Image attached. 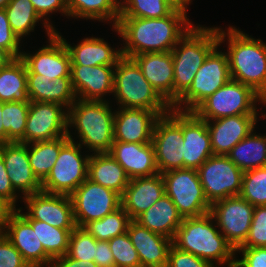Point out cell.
Wrapping results in <instances>:
<instances>
[{"label": "cell", "instance_id": "7402d4cb", "mask_svg": "<svg viewBox=\"0 0 266 267\" xmlns=\"http://www.w3.org/2000/svg\"><path fill=\"white\" fill-rule=\"evenodd\" d=\"M259 115H236L206 121L214 155H227L231 149L255 131Z\"/></svg>", "mask_w": 266, "mask_h": 267}, {"label": "cell", "instance_id": "30bf717a", "mask_svg": "<svg viewBox=\"0 0 266 267\" xmlns=\"http://www.w3.org/2000/svg\"><path fill=\"white\" fill-rule=\"evenodd\" d=\"M165 194L173 201L184 218L200 217L210 212L196 169H175L162 173Z\"/></svg>", "mask_w": 266, "mask_h": 267}, {"label": "cell", "instance_id": "d6986e66", "mask_svg": "<svg viewBox=\"0 0 266 267\" xmlns=\"http://www.w3.org/2000/svg\"><path fill=\"white\" fill-rule=\"evenodd\" d=\"M181 129L184 143L183 168L197 170L214 155L206 121L194 112L181 111Z\"/></svg>", "mask_w": 266, "mask_h": 267}, {"label": "cell", "instance_id": "ba28073f", "mask_svg": "<svg viewBox=\"0 0 266 267\" xmlns=\"http://www.w3.org/2000/svg\"><path fill=\"white\" fill-rule=\"evenodd\" d=\"M218 47L220 48V45H217L206 57L189 89L177 100L172 109L193 112L231 79L228 56L226 52L218 51Z\"/></svg>", "mask_w": 266, "mask_h": 267}, {"label": "cell", "instance_id": "ab89813d", "mask_svg": "<svg viewBox=\"0 0 266 267\" xmlns=\"http://www.w3.org/2000/svg\"><path fill=\"white\" fill-rule=\"evenodd\" d=\"M30 102H5L3 105V127L7 132V143H23Z\"/></svg>", "mask_w": 266, "mask_h": 267}, {"label": "cell", "instance_id": "74e56055", "mask_svg": "<svg viewBox=\"0 0 266 267\" xmlns=\"http://www.w3.org/2000/svg\"><path fill=\"white\" fill-rule=\"evenodd\" d=\"M42 243L45 252L52 258L67 254L69 236L74 229H61L39 220H27Z\"/></svg>", "mask_w": 266, "mask_h": 267}, {"label": "cell", "instance_id": "52a82bcc", "mask_svg": "<svg viewBox=\"0 0 266 267\" xmlns=\"http://www.w3.org/2000/svg\"><path fill=\"white\" fill-rule=\"evenodd\" d=\"M257 102H260V95L253 88L230 79L193 112L205 121L236 115H258Z\"/></svg>", "mask_w": 266, "mask_h": 267}, {"label": "cell", "instance_id": "7bdbcfd3", "mask_svg": "<svg viewBox=\"0 0 266 267\" xmlns=\"http://www.w3.org/2000/svg\"><path fill=\"white\" fill-rule=\"evenodd\" d=\"M114 256L115 267H140L141 262L128 233L118 235L108 241Z\"/></svg>", "mask_w": 266, "mask_h": 267}, {"label": "cell", "instance_id": "484cf974", "mask_svg": "<svg viewBox=\"0 0 266 267\" xmlns=\"http://www.w3.org/2000/svg\"><path fill=\"white\" fill-rule=\"evenodd\" d=\"M163 195H165V186L161 173L134 178L129 181L121 196V207L131 220H136Z\"/></svg>", "mask_w": 266, "mask_h": 267}, {"label": "cell", "instance_id": "f907efd6", "mask_svg": "<svg viewBox=\"0 0 266 267\" xmlns=\"http://www.w3.org/2000/svg\"><path fill=\"white\" fill-rule=\"evenodd\" d=\"M0 199L12 210H16V202L19 199L14 187L11 184L4 160L0 154Z\"/></svg>", "mask_w": 266, "mask_h": 267}, {"label": "cell", "instance_id": "816d5d0a", "mask_svg": "<svg viewBox=\"0 0 266 267\" xmlns=\"http://www.w3.org/2000/svg\"><path fill=\"white\" fill-rule=\"evenodd\" d=\"M94 262L98 267H115L114 256L108 241L97 240Z\"/></svg>", "mask_w": 266, "mask_h": 267}, {"label": "cell", "instance_id": "836d02e7", "mask_svg": "<svg viewBox=\"0 0 266 267\" xmlns=\"http://www.w3.org/2000/svg\"><path fill=\"white\" fill-rule=\"evenodd\" d=\"M4 9L12 31L20 40L30 35L39 21H43L48 38L55 34V30L38 15L30 0H10Z\"/></svg>", "mask_w": 266, "mask_h": 267}, {"label": "cell", "instance_id": "3957f363", "mask_svg": "<svg viewBox=\"0 0 266 267\" xmlns=\"http://www.w3.org/2000/svg\"><path fill=\"white\" fill-rule=\"evenodd\" d=\"M213 220L210 213L184 218L177 229L173 245L210 262L214 267L225 264L227 267H234L236 252L220 230H217V224Z\"/></svg>", "mask_w": 266, "mask_h": 267}, {"label": "cell", "instance_id": "9a60e30c", "mask_svg": "<svg viewBox=\"0 0 266 267\" xmlns=\"http://www.w3.org/2000/svg\"><path fill=\"white\" fill-rule=\"evenodd\" d=\"M68 130L66 107L52 102L30 101L24 144L67 136Z\"/></svg>", "mask_w": 266, "mask_h": 267}, {"label": "cell", "instance_id": "6da1fadb", "mask_svg": "<svg viewBox=\"0 0 266 267\" xmlns=\"http://www.w3.org/2000/svg\"><path fill=\"white\" fill-rule=\"evenodd\" d=\"M187 6L180 4L162 18L119 17L114 28L123 41L122 56L133 58L142 53L171 52L194 26L187 18Z\"/></svg>", "mask_w": 266, "mask_h": 267}, {"label": "cell", "instance_id": "4dcf8cb0", "mask_svg": "<svg viewBox=\"0 0 266 267\" xmlns=\"http://www.w3.org/2000/svg\"><path fill=\"white\" fill-rule=\"evenodd\" d=\"M88 179L118 193H124L129 177L110 153H92L88 162Z\"/></svg>", "mask_w": 266, "mask_h": 267}, {"label": "cell", "instance_id": "44dd1931", "mask_svg": "<svg viewBox=\"0 0 266 267\" xmlns=\"http://www.w3.org/2000/svg\"><path fill=\"white\" fill-rule=\"evenodd\" d=\"M117 110L114 114V141L139 144L152 141L154 126L160 117L156 111L119 107Z\"/></svg>", "mask_w": 266, "mask_h": 267}, {"label": "cell", "instance_id": "9f6ffc18", "mask_svg": "<svg viewBox=\"0 0 266 267\" xmlns=\"http://www.w3.org/2000/svg\"><path fill=\"white\" fill-rule=\"evenodd\" d=\"M14 58L3 48L0 47V68L6 67Z\"/></svg>", "mask_w": 266, "mask_h": 267}, {"label": "cell", "instance_id": "681fc988", "mask_svg": "<svg viewBox=\"0 0 266 267\" xmlns=\"http://www.w3.org/2000/svg\"><path fill=\"white\" fill-rule=\"evenodd\" d=\"M38 15L50 25L55 31L53 24L49 22L50 13L59 11L62 15L68 16L67 0H30ZM49 15V16H48Z\"/></svg>", "mask_w": 266, "mask_h": 267}, {"label": "cell", "instance_id": "8fae6325", "mask_svg": "<svg viewBox=\"0 0 266 267\" xmlns=\"http://www.w3.org/2000/svg\"><path fill=\"white\" fill-rule=\"evenodd\" d=\"M151 142L159 173L183 168L181 111L171 109L157 119Z\"/></svg>", "mask_w": 266, "mask_h": 267}, {"label": "cell", "instance_id": "5bb4252c", "mask_svg": "<svg viewBox=\"0 0 266 267\" xmlns=\"http://www.w3.org/2000/svg\"><path fill=\"white\" fill-rule=\"evenodd\" d=\"M254 206L241 196H232L211 204L210 214L226 241L236 250L246 240Z\"/></svg>", "mask_w": 266, "mask_h": 267}, {"label": "cell", "instance_id": "2e32d148", "mask_svg": "<svg viewBox=\"0 0 266 267\" xmlns=\"http://www.w3.org/2000/svg\"><path fill=\"white\" fill-rule=\"evenodd\" d=\"M22 200L28 212L23 213L21 207L16 210L26 220H39L61 229L76 227L70 196L40 191L26 196Z\"/></svg>", "mask_w": 266, "mask_h": 267}, {"label": "cell", "instance_id": "f35d334b", "mask_svg": "<svg viewBox=\"0 0 266 267\" xmlns=\"http://www.w3.org/2000/svg\"><path fill=\"white\" fill-rule=\"evenodd\" d=\"M131 218L122 208H118L99 220H93L84 226L96 240L109 241L112 238L124 234L128 230Z\"/></svg>", "mask_w": 266, "mask_h": 267}, {"label": "cell", "instance_id": "8d00e7d4", "mask_svg": "<svg viewBox=\"0 0 266 267\" xmlns=\"http://www.w3.org/2000/svg\"><path fill=\"white\" fill-rule=\"evenodd\" d=\"M179 5L177 0H120L119 17L162 18Z\"/></svg>", "mask_w": 266, "mask_h": 267}, {"label": "cell", "instance_id": "bcb514c9", "mask_svg": "<svg viewBox=\"0 0 266 267\" xmlns=\"http://www.w3.org/2000/svg\"><path fill=\"white\" fill-rule=\"evenodd\" d=\"M166 267H214L210 262L171 246Z\"/></svg>", "mask_w": 266, "mask_h": 267}, {"label": "cell", "instance_id": "8992f818", "mask_svg": "<svg viewBox=\"0 0 266 267\" xmlns=\"http://www.w3.org/2000/svg\"><path fill=\"white\" fill-rule=\"evenodd\" d=\"M113 95L119 108L147 109L160 116L172 109L145 79L136 61L125 56L115 66Z\"/></svg>", "mask_w": 266, "mask_h": 267}, {"label": "cell", "instance_id": "83f0119b", "mask_svg": "<svg viewBox=\"0 0 266 267\" xmlns=\"http://www.w3.org/2000/svg\"><path fill=\"white\" fill-rule=\"evenodd\" d=\"M55 34L63 41L66 46L70 59L71 66H116L119 59L122 57L121 49L110 47L108 42L103 38L87 37L80 41L77 45L71 46L57 30Z\"/></svg>", "mask_w": 266, "mask_h": 267}, {"label": "cell", "instance_id": "603a6c76", "mask_svg": "<svg viewBox=\"0 0 266 267\" xmlns=\"http://www.w3.org/2000/svg\"><path fill=\"white\" fill-rule=\"evenodd\" d=\"M115 66H71V82L77 99L106 101L113 94Z\"/></svg>", "mask_w": 266, "mask_h": 267}, {"label": "cell", "instance_id": "7dc6e473", "mask_svg": "<svg viewBox=\"0 0 266 267\" xmlns=\"http://www.w3.org/2000/svg\"><path fill=\"white\" fill-rule=\"evenodd\" d=\"M235 252H242V258H235L234 267H266V247H239Z\"/></svg>", "mask_w": 266, "mask_h": 267}, {"label": "cell", "instance_id": "ac0fdd59", "mask_svg": "<svg viewBox=\"0 0 266 267\" xmlns=\"http://www.w3.org/2000/svg\"><path fill=\"white\" fill-rule=\"evenodd\" d=\"M4 235L22 254L30 267H50L52 258L45 252L36 229L17 211L12 210L6 220Z\"/></svg>", "mask_w": 266, "mask_h": 267}, {"label": "cell", "instance_id": "e0dca14e", "mask_svg": "<svg viewBox=\"0 0 266 267\" xmlns=\"http://www.w3.org/2000/svg\"><path fill=\"white\" fill-rule=\"evenodd\" d=\"M48 39L49 44L35 54L22 52L21 59L26 64L27 73L45 76L49 81L71 77V59L63 41L56 34Z\"/></svg>", "mask_w": 266, "mask_h": 267}, {"label": "cell", "instance_id": "f5cc1de1", "mask_svg": "<svg viewBox=\"0 0 266 267\" xmlns=\"http://www.w3.org/2000/svg\"><path fill=\"white\" fill-rule=\"evenodd\" d=\"M50 267H98L94 261L75 260L67 254L54 258Z\"/></svg>", "mask_w": 266, "mask_h": 267}, {"label": "cell", "instance_id": "ffe728a7", "mask_svg": "<svg viewBox=\"0 0 266 267\" xmlns=\"http://www.w3.org/2000/svg\"><path fill=\"white\" fill-rule=\"evenodd\" d=\"M0 154L12 186L23 197L42 191V183L37 179L28 159V144L1 143Z\"/></svg>", "mask_w": 266, "mask_h": 267}, {"label": "cell", "instance_id": "6f0895ef", "mask_svg": "<svg viewBox=\"0 0 266 267\" xmlns=\"http://www.w3.org/2000/svg\"><path fill=\"white\" fill-rule=\"evenodd\" d=\"M260 103H261V104H264V106H266V105H265V104H266V93L260 95ZM261 116L264 117V119L266 118V114L261 115Z\"/></svg>", "mask_w": 266, "mask_h": 267}, {"label": "cell", "instance_id": "7c38bea8", "mask_svg": "<svg viewBox=\"0 0 266 267\" xmlns=\"http://www.w3.org/2000/svg\"><path fill=\"white\" fill-rule=\"evenodd\" d=\"M206 199L210 204L240 196L243 171L227 155H213L197 169Z\"/></svg>", "mask_w": 266, "mask_h": 267}, {"label": "cell", "instance_id": "cb8c5ba5", "mask_svg": "<svg viewBox=\"0 0 266 267\" xmlns=\"http://www.w3.org/2000/svg\"><path fill=\"white\" fill-rule=\"evenodd\" d=\"M143 76L172 107L174 105V64L171 52L142 53L133 57Z\"/></svg>", "mask_w": 266, "mask_h": 267}, {"label": "cell", "instance_id": "db71d44e", "mask_svg": "<svg viewBox=\"0 0 266 267\" xmlns=\"http://www.w3.org/2000/svg\"><path fill=\"white\" fill-rule=\"evenodd\" d=\"M12 209L0 199V225H5L8 214Z\"/></svg>", "mask_w": 266, "mask_h": 267}, {"label": "cell", "instance_id": "5b68a950", "mask_svg": "<svg viewBox=\"0 0 266 267\" xmlns=\"http://www.w3.org/2000/svg\"><path fill=\"white\" fill-rule=\"evenodd\" d=\"M219 45L218 27L193 26L172 49L174 104L189 89L209 53Z\"/></svg>", "mask_w": 266, "mask_h": 267}, {"label": "cell", "instance_id": "60d3db41", "mask_svg": "<svg viewBox=\"0 0 266 267\" xmlns=\"http://www.w3.org/2000/svg\"><path fill=\"white\" fill-rule=\"evenodd\" d=\"M240 196L254 207L266 206V166L243 172Z\"/></svg>", "mask_w": 266, "mask_h": 267}, {"label": "cell", "instance_id": "ee69618b", "mask_svg": "<svg viewBox=\"0 0 266 267\" xmlns=\"http://www.w3.org/2000/svg\"><path fill=\"white\" fill-rule=\"evenodd\" d=\"M240 247H266V206L254 207L248 236Z\"/></svg>", "mask_w": 266, "mask_h": 267}, {"label": "cell", "instance_id": "11a10c76", "mask_svg": "<svg viewBox=\"0 0 266 267\" xmlns=\"http://www.w3.org/2000/svg\"><path fill=\"white\" fill-rule=\"evenodd\" d=\"M5 102L0 101V144L7 143V132L4 130L3 127V105Z\"/></svg>", "mask_w": 266, "mask_h": 267}, {"label": "cell", "instance_id": "7a4b0ae2", "mask_svg": "<svg viewBox=\"0 0 266 267\" xmlns=\"http://www.w3.org/2000/svg\"><path fill=\"white\" fill-rule=\"evenodd\" d=\"M227 36V38H226ZM219 45L228 40L226 52L231 79L250 86L259 95L266 93V43L236 27L227 32L218 27Z\"/></svg>", "mask_w": 266, "mask_h": 267}, {"label": "cell", "instance_id": "9c48e42d", "mask_svg": "<svg viewBox=\"0 0 266 267\" xmlns=\"http://www.w3.org/2000/svg\"><path fill=\"white\" fill-rule=\"evenodd\" d=\"M69 141L60 149L58 158L47 178L42 182V191L70 196L87 178L90 155L82 156L83 148L68 130Z\"/></svg>", "mask_w": 266, "mask_h": 267}, {"label": "cell", "instance_id": "f1b7e54d", "mask_svg": "<svg viewBox=\"0 0 266 267\" xmlns=\"http://www.w3.org/2000/svg\"><path fill=\"white\" fill-rule=\"evenodd\" d=\"M27 93L30 101L57 103L66 109L77 100L71 77L49 81L45 76L27 73Z\"/></svg>", "mask_w": 266, "mask_h": 267}, {"label": "cell", "instance_id": "b9f144b4", "mask_svg": "<svg viewBox=\"0 0 266 267\" xmlns=\"http://www.w3.org/2000/svg\"><path fill=\"white\" fill-rule=\"evenodd\" d=\"M97 240L84 227H75L69 236L67 255L75 260L94 261Z\"/></svg>", "mask_w": 266, "mask_h": 267}, {"label": "cell", "instance_id": "91938a15", "mask_svg": "<svg viewBox=\"0 0 266 267\" xmlns=\"http://www.w3.org/2000/svg\"><path fill=\"white\" fill-rule=\"evenodd\" d=\"M180 4H185V5H189L191 4V0H177Z\"/></svg>", "mask_w": 266, "mask_h": 267}, {"label": "cell", "instance_id": "d6a6232c", "mask_svg": "<svg viewBox=\"0 0 266 267\" xmlns=\"http://www.w3.org/2000/svg\"><path fill=\"white\" fill-rule=\"evenodd\" d=\"M243 172L266 166V135L252 131L227 154Z\"/></svg>", "mask_w": 266, "mask_h": 267}, {"label": "cell", "instance_id": "d4e9b609", "mask_svg": "<svg viewBox=\"0 0 266 267\" xmlns=\"http://www.w3.org/2000/svg\"><path fill=\"white\" fill-rule=\"evenodd\" d=\"M109 153L124 168L130 180L159 173L152 142L139 144L113 141Z\"/></svg>", "mask_w": 266, "mask_h": 267}, {"label": "cell", "instance_id": "680465c9", "mask_svg": "<svg viewBox=\"0 0 266 267\" xmlns=\"http://www.w3.org/2000/svg\"><path fill=\"white\" fill-rule=\"evenodd\" d=\"M9 2L10 0H0V9H4Z\"/></svg>", "mask_w": 266, "mask_h": 267}, {"label": "cell", "instance_id": "e575fe53", "mask_svg": "<svg viewBox=\"0 0 266 267\" xmlns=\"http://www.w3.org/2000/svg\"><path fill=\"white\" fill-rule=\"evenodd\" d=\"M68 17L110 21L115 27L120 13V0H67Z\"/></svg>", "mask_w": 266, "mask_h": 267}, {"label": "cell", "instance_id": "f6af8a7d", "mask_svg": "<svg viewBox=\"0 0 266 267\" xmlns=\"http://www.w3.org/2000/svg\"><path fill=\"white\" fill-rule=\"evenodd\" d=\"M20 41L10 27L5 9H0V47L5 49L14 59L21 58Z\"/></svg>", "mask_w": 266, "mask_h": 267}, {"label": "cell", "instance_id": "f546056e", "mask_svg": "<svg viewBox=\"0 0 266 267\" xmlns=\"http://www.w3.org/2000/svg\"><path fill=\"white\" fill-rule=\"evenodd\" d=\"M135 221L150 231L173 240L183 217L173 201L165 194Z\"/></svg>", "mask_w": 266, "mask_h": 267}, {"label": "cell", "instance_id": "d590c367", "mask_svg": "<svg viewBox=\"0 0 266 267\" xmlns=\"http://www.w3.org/2000/svg\"><path fill=\"white\" fill-rule=\"evenodd\" d=\"M68 136L49 141H38L28 144V159L37 179L42 183L55 164L60 149L69 141Z\"/></svg>", "mask_w": 266, "mask_h": 267}, {"label": "cell", "instance_id": "277c9868", "mask_svg": "<svg viewBox=\"0 0 266 267\" xmlns=\"http://www.w3.org/2000/svg\"><path fill=\"white\" fill-rule=\"evenodd\" d=\"M110 103L77 99L68 109V128L74 127L81 146L94 154L109 153L114 141V114Z\"/></svg>", "mask_w": 266, "mask_h": 267}, {"label": "cell", "instance_id": "c3c4849f", "mask_svg": "<svg viewBox=\"0 0 266 267\" xmlns=\"http://www.w3.org/2000/svg\"><path fill=\"white\" fill-rule=\"evenodd\" d=\"M0 267H30L4 234L0 237Z\"/></svg>", "mask_w": 266, "mask_h": 267}, {"label": "cell", "instance_id": "94428289", "mask_svg": "<svg viewBox=\"0 0 266 267\" xmlns=\"http://www.w3.org/2000/svg\"><path fill=\"white\" fill-rule=\"evenodd\" d=\"M5 225H0V237L4 234Z\"/></svg>", "mask_w": 266, "mask_h": 267}, {"label": "cell", "instance_id": "4fadbf2b", "mask_svg": "<svg viewBox=\"0 0 266 267\" xmlns=\"http://www.w3.org/2000/svg\"><path fill=\"white\" fill-rule=\"evenodd\" d=\"M77 227H84L121 207V196L100 184L86 179L71 195Z\"/></svg>", "mask_w": 266, "mask_h": 267}, {"label": "cell", "instance_id": "4316f807", "mask_svg": "<svg viewBox=\"0 0 266 267\" xmlns=\"http://www.w3.org/2000/svg\"><path fill=\"white\" fill-rule=\"evenodd\" d=\"M127 233L136 249L141 266L166 267L173 240L150 231L135 220L129 223Z\"/></svg>", "mask_w": 266, "mask_h": 267}, {"label": "cell", "instance_id": "1f68e13d", "mask_svg": "<svg viewBox=\"0 0 266 267\" xmlns=\"http://www.w3.org/2000/svg\"><path fill=\"white\" fill-rule=\"evenodd\" d=\"M0 101L30 102L27 93V69L21 58L0 68Z\"/></svg>", "mask_w": 266, "mask_h": 267}]
</instances>
